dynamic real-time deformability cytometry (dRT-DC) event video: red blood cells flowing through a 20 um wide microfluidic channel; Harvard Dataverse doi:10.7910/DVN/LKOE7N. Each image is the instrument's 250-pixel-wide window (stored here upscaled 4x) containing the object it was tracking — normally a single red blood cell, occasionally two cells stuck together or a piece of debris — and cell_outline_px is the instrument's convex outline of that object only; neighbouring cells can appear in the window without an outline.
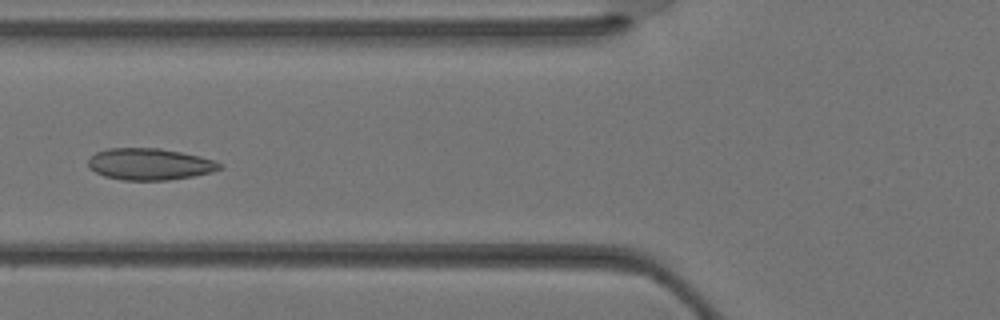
{"species": "Egyptian fruit bat (a non-hibernating species)", "species_latin": "Rousettus aegyptiacus", "temperature_condition": "warm", "stored_images_in_passage": 37, "camera_frame_rate_fps": 3000, "um_per_image_px": 0.085, "animal": {"sex": "female"}, "frame": {"image": 1, "passage_image": 15, "time_ms": 4.667, "image_size_px": [1000, 320], "cell_outline_px": [[224, 168], [212, 172], [192, 176], [168, 180], [120, 180], [104, 176], [88, 168], [88, 160], [96, 152], [108, 148], [160, 148], [200, 156], [216, 160], [224, 164]], "centroid_in_image_um": [12.75, 13.95], "position_along_channel_um": 113.0, "area_um2": 24.45}}
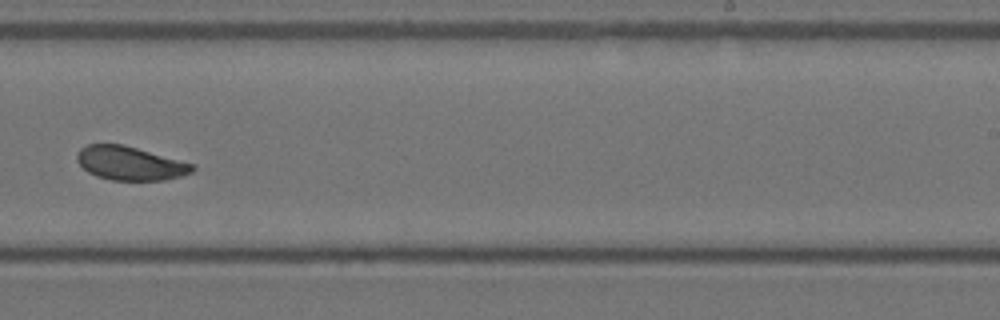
{"frame": {"image": 2, "passage_image": 24, "time_ms": 7.667, "image_size_px": [1000, 320], "cell_outline_px": [[196, 168], [192, 172], [180, 176], [164, 180], [112, 180], [96, 176], [88, 172], [76, 160], [76, 156], [80, 148], [88, 144], [124, 144], [196, 164]], "centroid_in_image_um": [11.08, 13.87], "position_along_channel_um": 277.9, "area_um2": 22.83}}
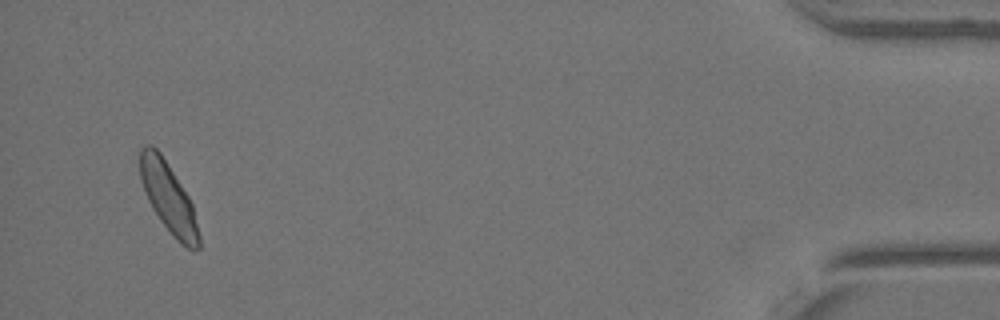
{"frame": {"image": 3, "passage_image": 36, "time_ms": 11.667, "image_size_px": [1000, 320], "cell_outline_px": [[200, 248], [188, 248], [180, 244], [172, 236], [160, 220], [152, 208], [144, 192], [140, 180], [140, 148], [144, 144], [152, 144], [160, 152], [188, 196], [192, 204], [200, 236]], "centroid_in_image_um": [14.29, 16.79], "position_along_channel_um": 420.9, "area_um2": 23.87}}